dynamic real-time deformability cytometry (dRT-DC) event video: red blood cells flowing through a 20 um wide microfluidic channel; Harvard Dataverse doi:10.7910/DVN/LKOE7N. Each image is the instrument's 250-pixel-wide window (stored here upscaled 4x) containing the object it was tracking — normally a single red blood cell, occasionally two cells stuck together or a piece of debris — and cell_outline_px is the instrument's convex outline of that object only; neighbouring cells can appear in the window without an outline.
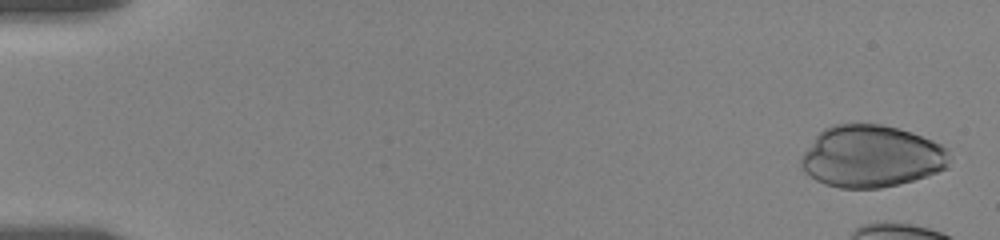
{"species": "human", "species_latin": "Homo sapiens", "temperature_condition": "room temperature", "stored_images_in_passage": 15, "camera_frame_rate_fps": 3000, "um_per_image_px": 0.085, "donor": {"sex": "female"}, "frame": {"image": 1, "passage_image": 1, "time_ms": 0.0, "image_size_px": [1000, 240], "cell_outline_px": [[952, 160], [948, 168], [912, 180], [880, 188], [840, 188], [824, 184], [816, 180], [800, 164], [800, 160], [804, 152], [816, 136], [824, 128], [832, 124], [880, 124], [900, 128], [912, 132], [932, 140], [948, 148], [952, 156]], "centroid_in_image_um": [74.12, 13.28], "position_along_channel_um": 10.9, "area_um2": 53.7}}